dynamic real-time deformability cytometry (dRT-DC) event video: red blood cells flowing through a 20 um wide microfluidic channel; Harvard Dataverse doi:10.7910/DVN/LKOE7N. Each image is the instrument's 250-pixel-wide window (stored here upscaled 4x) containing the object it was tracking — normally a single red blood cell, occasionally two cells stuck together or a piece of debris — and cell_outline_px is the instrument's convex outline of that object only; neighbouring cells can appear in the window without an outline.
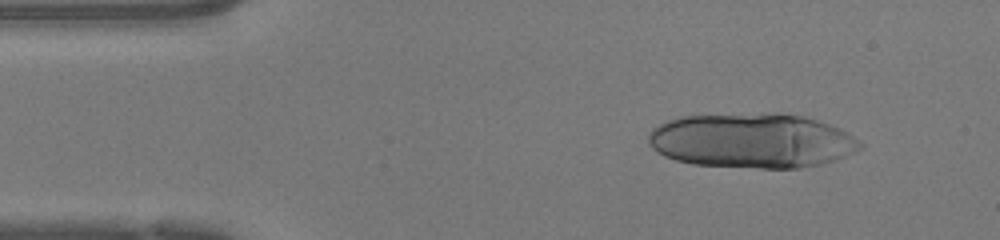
{"species": "human", "species_latin": "Homo sapiens", "temperature_condition": "warm", "stored_images_in_passage": 20, "segment_of_instrument_passage": [1, 2], "camera_frame_rate_fps": 3000, "um_per_image_px": 0.085, "donor": {"sex": "female"}, "frame": {"image": 1, "passage_image": 4, "time_ms": 1.0, "image_size_px": [1000, 240], "cell_outline_px": [[864, 148], [844, 156], [820, 164], [800, 168], [760, 168], [692, 164], [676, 160], [664, 156], [652, 148], [648, 144], [648, 132], [652, 128], [668, 120], [680, 116], [772, 112], [780, 112], [804, 116], [840, 128], [848, 132], [864, 144]], "centroid_in_image_um": [63.91, 11.94], "position_along_channel_um": 21.1, "area_um2": 68.09}}